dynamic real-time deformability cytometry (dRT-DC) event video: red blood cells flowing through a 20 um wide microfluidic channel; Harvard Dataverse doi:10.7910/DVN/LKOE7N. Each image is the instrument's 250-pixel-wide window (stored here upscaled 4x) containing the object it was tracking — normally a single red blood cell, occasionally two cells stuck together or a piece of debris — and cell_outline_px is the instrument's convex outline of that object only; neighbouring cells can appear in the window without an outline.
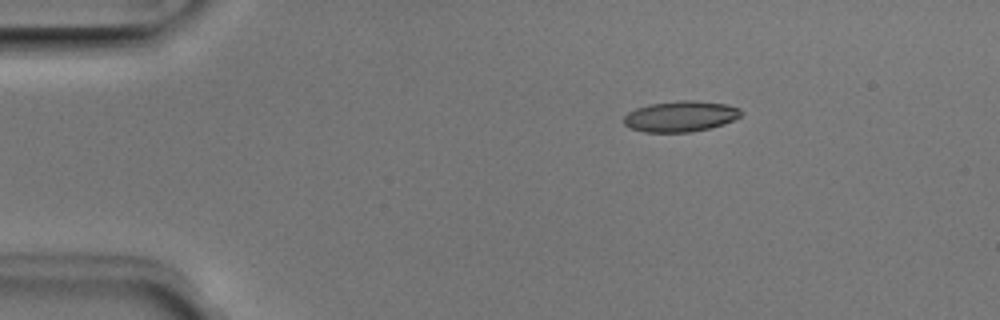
{"species": "Egyptian fruit bat (a non-hibernating species)", "species_latin": "Rousettus aegyptiacus", "temperature_condition": "room temperature", "stored_images_in_passage": 6, "camera_frame_rate_fps": 3000, "um_per_image_px": 0.085, "animal": {"sex": "male"}, "frame": {"image": 1, "passage_image": 3, "time_ms": 0.667, "image_size_px": [1000, 320], "cell_outline_px": [[744, 112], [740, 116], [724, 124], [692, 132], [644, 132], [628, 128], [624, 124], [624, 116], [628, 112], [636, 108], [648, 104], [680, 100], [696, 100], [728, 104], [740, 108]], "centroid_in_image_um": [57.84, 9.88], "position_along_channel_um": 27.2, "area_um2": 21.27}}
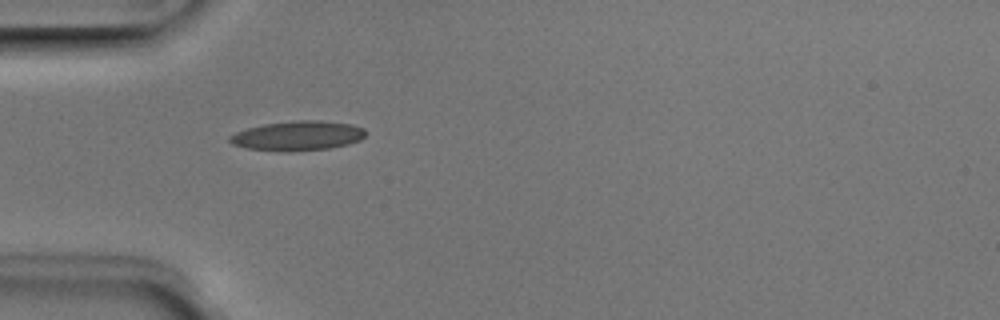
{"frame": {"image": 2, "passage_image": 5, "time_ms": 1.333, "image_size_px": [1000, 320], "cell_outline_px": [[364, 136], [360, 140], [348, 144], [328, 148], [288, 152], [248, 148], [232, 144], [228, 140], [228, 136], [236, 132], [248, 128], [264, 124], [300, 120], [320, 120], [352, 124], [364, 128]], "centroid_in_image_um": [25.3, 11.54], "position_along_channel_um": 59.7, "area_um2": 23.29}}